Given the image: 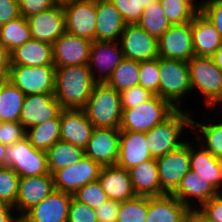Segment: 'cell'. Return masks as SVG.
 <instances>
[{"instance_id": "cell-1", "label": "cell", "mask_w": 222, "mask_h": 222, "mask_svg": "<svg viewBox=\"0 0 222 222\" xmlns=\"http://www.w3.org/2000/svg\"><path fill=\"white\" fill-rule=\"evenodd\" d=\"M55 68L56 100L63 109H83L96 83L88 64Z\"/></svg>"}, {"instance_id": "cell-2", "label": "cell", "mask_w": 222, "mask_h": 222, "mask_svg": "<svg viewBox=\"0 0 222 222\" xmlns=\"http://www.w3.org/2000/svg\"><path fill=\"white\" fill-rule=\"evenodd\" d=\"M191 113L192 110H186V108L185 110L175 109L165 120L145 133L152 158L157 159L164 156L188 140L182 138L185 133L183 130H191V119L193 118Z\"/></svg>"}, {"instance_id": "cell-3", "label": "cell", "mask_w": 222, "mask_h": 222, "mask_svg": "<svg viewBox=\"0 0 222 222\" xmlns=\"http://www.w3.org/2000/svg\"><path fill=\"white\" fill-rule=\"evenodd\" d=\"M94 128L119 129L122 118L120 93L106 82H96L83 108Z\"/></svg>"}, {"instance_id": "cell-4", "label": "cell", "mask_w": 222, "mask_h": 222, "mask_svg": "<svg viewBox=\"0 0 222 222\" xmlns=\"http://www.w3.org/2000/svg\"><path fill=\"white\" fill-rule=\"evenodd\" d=\"M158 68L159 96L167 100L175 109H185L182 100L192 94L188 62L158 57Z\"/></svg>"}, {"instance_id": "cell-5", "label": "cell", "mask_w": 222, "mask_h": 222, "mask_svg": "<svg viewBox=\"0 0 222 222\" xmlns=\"http://www.w3.org/2000/svg\"><path fill=\"white\" fill-rule=\"evenodd\" d=\"M192 92L204 96L205 107L222 105V72L212 57L194 56L188 61Z\"/></svg>"}, {"instance_id": "cell-6", "label": "cell", "mask_w": 222, "mask_h": 222, "mask_svg": "<svg viewBox=\"0 0 222 222\" xmlns=\"http://www.w3.org/2000/svg\"><path fill=\"white\" fill-rule=\"evenodd\" d=\"M175 108L165 99L154 95L139 106L122 110L120 131L148 132L165 120Z\"/></svg>"}, {"instance_id": "cell-7", "label": "cell", "mask_w": 222, "mask_h": 222, "mask_svg": "<svg viewBox=\"0 0 222 222\" xmlns=\"http://www.w3.org/2000/svg\"><path fill=\"white\" fill-rule=\"evenodd\" d=\"M6 166L10 167L20 178L50 173L47 153L33 147L27 137L7 146Z\"/></svg>"}, {"instance_id": "cell-8", "label": "cell", "mask_w": 222, "mask_h": 222, "mask_svg": "<svg viewBox=\"0 0 222 222\" xmlns=\"http://www.w3.org/2000/svg\"><path fill=\"white\" fill-rule=\"evenodd\" d=\"M55 66L11 65L7 80L25 95L54 93Z\"/></svg>"}, {"instance_id": "cell-9", "label": "cell", "mask_w": 222, "mask_h": 222, "mask_svg": "<svg viewBox=\"0 0 222 222\" xmlns=\"http://www.w3.org/2000/svg\"><path fill=\"white\" fill-rule=\"evenodd\" d=\"M159 183L164 194H173L190 170L189 140L179 148L156 159Z\"/></svg>"}, {"instance_id": "cell-10", "label": "cell", "mask_w": 222, "mask_h": 222, "mask_svg": "<svg viewBox=\"0 0 222 222\" xmlns=\"http://www.w3.org/2000/svg\"><path fill=\"white\" fill-rule=\"evenodd\" d=\"M62 7L67 33L96 40V0H75Z\"/></svg>"}, {"instance_id": "cell-11", "label": "cell", "mask_w": 222, "mask_h": 222, "mask_svg": "<svg viewBox=\"0 0 222 222\" xmlns=\"http://www.w3.org/2000/svg\"><path fill=\"white\" fill-rule=\"evenodd\" d=\"M159 57L188 62L194 56L191 21L171 25L158 39Z\"/></svg>"}, {"instance_id": "cell-12", "label": "cell", "mask_w": 222, "mask_h": 222, "mask_svg": "<svg viewBox=\"0 0 222 222\" xmlns=\"http://www.w3.org/2000/svg\"><path fill=\"white\" fill-rule=\"evenodd\" d=\"M119 43L124 58L146 61L159 57L158 39L148 34L138 24H126Z\"/></svg>"}, {"instance_id": "cell-13", "label": "cell", "mask_w": 222, "mask_h": 222, "mask_svg": "<svg viewBox=\"0 0 222 222\" xmlns=\"http://www.w3.org/2000/svg\"><path fill=\"white\" fill-rule=\"evenodd\" d=\"M102 166L91 158L84 157L76 164L62 168L53 174L54 187L71 195L86 185L98 180Z\"/></svg>"}, {"instance_id": "cell-14", "label": "cell", "mask_w": 222, "mask_h": 222, "mask_svg": "<svg viewBox=\"0 0 222 222\" xmlns=\"http://www.w3.org/2000/svg\"><path fill=\"white\" fill-rule=\"evenodd\" d=\"M123 59L119 41H92L88 66L93 79L106 82Z\"/></svg>"}, {"instance_id": "cell-15", "label": "cell", "mask_w": 222, "mask_h": 222, "mask_svg": "<svg viewBox=\"0 0 222 222\" xmlns=\"http://www.w3.org/2000/svg\"><path fill=\"white\" fill-rule=\"evenodd\" d=\"M120 129L94 128L84 148L85 156L104 166L116 165L120 146Z\"/></svg>"}, {"instance_id": "cell-16", "label": "cell", "mask_w": 222, "mask_h": 222, "mask_svg": "<svg viewBox=\"0 0 222 222\" xmlns=\"http://www.w3.org/2000/svg\"><path fill=\"white\" fill-rule=\"evenodd\" d=\"M55 190L53 175L20 178L16 203L13 206L21 219L31 208Z\"/></svg>"}, {"instance_id": "cell-17", "label": "cell", "mask_w": 222, "mask_h": 222, "mask_svg": "<svg viewBox=\"0 0 222 222\" xmlns=\"http://www.w3.org/2000/svg\"><path fill=\"white\" fill-rule=\"evenodd\" d=\"M91 43L89 39L63 33L53 44L55 67L79 66L88 64Z\"/></svg>"}, {"instance_id": "cell-18", "label": "cell", "mask_w": 222, "mask_h": 222, "mask_svg": "<svg viewBox=\"0 0 222 222\" xmlns=\"http://www.w3.org/2000/svg\"><path fill=\"white\" fill-rule=\"evenodd\" d=\"M62 110L54 93L26 95L20 114V123L25 129L40 125L57 118Z\"/></svg>"}, {"instance_id": "cell-19", "label": "cell", "mask_w": 222, "mask_h": 222, "mask_svg": "<svg viewBox=\"0 0 222 222\" xmlns=\"http://www.w3.org/2000/svg\"><path fill=\"white\" fill-rule=\"evenodd\" d=\"M73 195L54 190L44 200L31 208L21 222H67Z\"/></svg>"}, {"instance_id": "cell-20", "label": "cell", "mask_w": 222, "mask_h": 222, "mask_svg": "<svg viewBox=\"0 0 222 222\" xmlns=\"http://www.w3.org/2000/svg\"><path fill=\"white\" fill-rule=\"evenodd\" d=\"M34 40L53 44L66 32L65 14L61 5L26 18Z\"/></svg>"}, {"instance_id": "cell-21", "label": "cell", "mask_w": 222, "mask_h": 222, "mask_svg": "<svg viewBox=\"0 0 222 222\" xmlns=\"http://www.w3.org/2000/svg\"><path fill=\"white\" fill-rule=\"evenodd\" d=\"M94 127L83 109H63L60 114V140L85 148Z\"/></svg>"}, {"instance_id": "cell-22", "label": "cell", "mask_w": 222, "mask_h": 222, "mask_svg": "<svg viewBox=\"0 0 222 222\" xmlns=\"http://www.w3.org/2000/svg\"><path fill=\"white\" fill-rule=\"evenodd\" d=\"M152 159L145 132L121 131L116 165L129 170Z\"/></svg>"}, {"instance_id": "cell-23", "label": "cell", "mask_w": 222, "mask_h": 222, "mask_svg": "<svg viewBox=\"0 0 222 222\" xmlns=\"http://www.w3.org/2000/svg\"><path fill=\"white\" fill-rule=\"evenodd\" d=\"M219 192L211 183L192 170L182 178L180 185L173 193L183 204L189 208H199Z\"/></svg>"}, {"instance_id": "cell-24", "label": "cell", "mask_w": 222, "mask_h": 222, "mask_svg": "<svg viewBox=\"0 0 222 222\" xmlns=\"http://www.w3.org/2000/svg\"><path fill=\"white\" fill-rule=\"evenodd\" d=\"M191 140L190 138V170L208 180L219 193H222V160L216 158L200 144L196 146V140L194 144Z\"/></svg>"}, {"instance_id": "cell-25", "label": "cell", "mask_w": 222, "mask_h": 222, "mask_svg": "<svg viewBox=\"0 0 222 222\" xmlns=\"http://www.w3.org/2000/svg\"><path fill=\"white\" fill-rule=\"evenodd\" d=\"M98 181L110 200L124 202L136 196L129 171L117 165L102 167Z\"/></svg>"}, {"instance_id": "cell-26", "label": "cell", "mask_w": 222, "mask_h": 222, "mask_svg": "<svg viewBox=\"0 0 222 222\" xmlns=\"http://www.w3.org/2000/svg\"><path fill=\"white\" fill-rule=\"evenodd\" d=\"M96 40L119 41L126 23L109 0H96Z\"/></svg>"}, {"instance_id": "cell-27", "label": "cell", "mask_w": 222, "mask_h": 222, "mask_svg": "<svg viewBox=\"0 0 222 222\" xmlns=\"http://www.w3.org/2000/svg\"><path fill=\"white\" fill-rule=\"evenodd\" d=\"M191 27L195 56L211 57L222 45L218 31L202 12L194 16Z\"/></svg>"}, {"instance_id": "cell-28", "label": "cell", "mask_w": 222, "mask_h": 222, "mask_svg": "<svg viewBox=\"0 0 222 222\" xmlns=\"http://www.w3.org/2000/svg\"><path fill=\"white\" fill-rule=\"evenodd\" d=\"M189 209L173 194L148 197L146 222H183Z\"/></svg>"}, {"instance_id": "cell-29", "label": "cell", "mask_w": 222, "mask_h": 222, "mask_svg": "<svg viewBox=\"0 0 222 222\" xmlns=\"http://www.w3.org/2000/svg\"><path fill=\"white\" fill-rule=\"evenodd\" d=\"M10 54L11 65L54 66L52 44L44 41L30 39Z\"/></svg>"}, {"instance_id": "cell-30", "label": "cell", "mask_w": 222, "mask_h": 222, "mask_svg": "<svg viewBox=\"0 0 222 222\" xmlns=\"http://www.w3.org/2000/svg\"><path fill=\"white\" fill-rule=\"evenodd\" d=\"M136 196H161L158 166L155 158L144 161L128 170Z\"/></svg>"}, {"instance_id": "cell-31", "label": "cell", "mask_w": 222, "mask_h": 222, "mask_svg": "<svg viewBox=\"0 0 222 222\" xmlns=\"http://www.w3.org/2000/svg\"><path fill=\"white\" fill-rule=\"evenodd\" d=\"M26 95L7 79H1L0 122H20Z\"/></svg>"}, {"instance_id": "cell-32", "label": "cell", "mask_w": 222, "mask_h": 222, "mask_svg": "<svg viewBox=\"0 0 222 222\" xmlns=\"http://www.w3.org/2000/svg\"><path fill=\"white\" fill-rule=\"evenodd\" d=\"M189 133L192 135L197 133L195 137L197 143L199 142L198 144L204 149L222 160V120L220 121L219 119L217 123H203L191 119V130Z\"/></svg>"}, {"instance_id": "cell-33", "label": "cell", "mask_w": 222, "mask_h": 222, "mask_svg": "<svg viewBox=\"0 0 222 222\" xmlns=\"http://www.w3.org/2000/svg\"><path fill=\"white\" fill-rule=\"evenodd\" d=\"M46 153L51 175L62 168L76 164L85 157L83 148L62 140L57 141Z\"/></svg>"}, {"instance_id": "cell-34", "label": "cell", "mask_w": 222, "mask_h": 222, "mask_svg": "<svg viewBox=\"0 0 222 222\" xmlns=\"http://www.w3.org/2000/svg\"><path fill=\"white\" fill-rule=\"evenodd\" d=\"M26 137L33 147L46 152L60 140V115L40 125L27 128Z\"/></svg>"}, {"instance_id": "cell-35", "label": "cell", "mask_w": 222, "mask_h": 222, "mask_svg": "<svg viewBox=\"0 0 222 222\" xmlns=\"http://www.w3.org/2000/svg\"><path fill=\"white\" fill-rule=\"evenodd\" d=\"M32 39L28 21L20 16L0 26V42L11 52Z\"/></svg>"}, {"instance_id": "cell-36", "label": "cell", "mask_w": 222, "mask_h": 222, "mask_svg": "<svg viewBox=\"0 0 222 222\" xmlns=\"http://www.w3.org/2000/svg\"><path fill=\"white\" fill-rule=\"evenodd\" d=\"M140 61L124 58L114 69L106 83L118 92L139 85Z\"/></svg>"}, {"instance_id": "cell-37", "label": "cell", "mask_w": 222, "mask_h": 222, "mask_svg": "<svg viewBox=\"0 0 222 222\" xmlns=\"http://www.w3.org/2000/svg\"><path fill=\"white\" fill-rule=\"evenodd\" d=\"M137 24L156 39H159L171 26L159 1L144 9Z\"/></svg>"}, {"instance_id": "cell-38", "label": "cell", "mask_w": 222, "mask_h": 222, "mask_svg": "<svg viewBox=\"0 0 222 222\" xmlns=\"http://www.w3.org/2000/svg\"><path fill=\"white\" fill-rule=\"evenodd\" d=\"M159 2L171 25L190 22L198 13L186 0H159Z\"/></svg>"}, {"instance_id": "cell-39", "label": "cell", "mask_w": 222, "mask_h": 222, "mask_svg": "<svg viewBox=\"0 0 222 222\" xmlns=\"http://www.w3.org/2000/svg\"><path fill=\"white\" fill-rule=\"evenodd\" d=\"M148 197L135 196L120 203L117 222H146Z\"/></svg>"}, {"instance_id": "cell-40", "label": "cell", "mask_w": 222, "mask_h": 222, "mask_svg": "<svg viewBox=\"0 0 222 222\" xmlns=\"http://www.w3.org/2000/svg\"><path fill=\"white\" fill-rule=\"evenodd\" d=\"M121 13L126 24H137L145 8L159 0H109Z\"/></svg>"}, {"instance_id": "cell-41", "label": "cell", "mask_w": 222, "mask_h": 222, "mask_svg": "<svg viewBox=\"0 0 222 222\" xmlns=\"http://www.w3.org/2000/svg\"><path fill=\"white\" fill-rule=\"evenodd\" d=\"M20 177L10 167H0V199L14 206L18 194Z\"/></svg>"}, {"instance_id": "cell-42", "label": "cell", "mask_w": 222, "mask_h": 222, "mask_svg": "<svg viewBox=\"0 0 222 222\" xmlns=\"http://www.w3.org/2000/svg\"><path fill=\"white\" fill-rule=\"evenodd\" d=\"M73 197L77 201L84 203L93 209L98 208L100 205L110 200L98 180L87 183L78 189Z\"/></svg>"}, {"instance_id": "cell-43", "label": "cell", "mask_w": 222, "mask_h": 222, "mask_svg": "<svg viewBox=\"0 0 222 222\" xmlns=\"http://www.w3.org/2000/svg\"><path fill=\"white\" fill-rule=\"evenodd\" d=\"M158 58L140 61L139 85L159 96L160 74Z\"/></svg>"}, {"instance_id": "cell-44", "label": "cell", "mask_w": 222, "mask_h": 222, "mask_svg": "<svg viewBox=\"0 0 222 222\" xmlns=\"http://www.w3.org/2000/svg\"><path fill=\"white\" fill-rule=\"evenodd\" d=\"M119 93L122 110L137 107L154 96L153 93L140 85L130 87L126 90L120 91Z\"/></svg>"}, {"instance_id": "cell-45", "label": "cell", "mask_w": 222, "mask_h": 222, "mask_svg": "<svg viewBox=\"0 0 222 222\" xmlns=\"http://www.w3.org/2000/svg\"><path fill=\"white\" fill-rule=\"evenodd\" d=\"M67 222H98L95 209L72 197Z\"/></svg>"}, {"instance_id": "cell-46", "label": "cell", "mask_w": 222, "mask_h": 222, "mask_svg": "<svg viewBox=\"0 0 222 222\" xmlns=\"http://www.w3.org/2000/svg\"><path fill=\"white\" fill-rule=\"evenodd\" d=\"M26 137V129L20 122H0V141L7 146Z\"/></svg>"}, {"instance_id": "cell-47", "label": "cell", "mask_w": 222, "mask_h": 222, "mask_svg": "<svg viewBox=\"0 0 222 222\" xmlns=\"http://www.w3.org/2000/svg\"><path fill=\"white\" fill-rule=\"evenodd\" d=\"M201 12L214 25L222 40V0H205Z\"/></svg>"}, {"instance_id": "cell-48", "label": "cell", "mask_w": 222, "mask_h": 222, "mask_svg": "<svg viewBox=\"0 0 222 222\" xmlns=\"http://www.w3.org/2000/svg\"><path fill=\"white\" fill-rule=\"evenodd\" d=\"M18 3L20 15L25 18L49 10L57 5L54 0H18Z\"/></svg>"}, {"instance_id": "cell-49", "label": "cell", "mask_w": 222, "mask_h": 222, "mask_svg": "<svg viewBox=\"0 0 222 222\" xmlns=\"http://www.w3.org/2000/svg\"><path fill=\"white\" fill-rule=\"evenodd\" d=\"M199 209L211 222H222V193L203 203Z\"/></svg>"}, {"instance_id": "cell-50", "label": "cell", "mask_w": 222, "mask_h": 222, "mask_svg": "<svg viewBox=\"0 0 222 222\" xmlns=\"http://www.w3.org/2000/svg\"><path fill=\"white\" fill-rule=\"evenodd\" d=\"M120 203L119 201L108 200L96 208L98 222H117Z\"/></svg>"}, {"instance_id": "cell-51", "label": "cell", "mask_w": 222, "mask_h": 222, "mask_svg": "<svg viewBox=\"0 0 222 222\" xmlns=\"http://www.w3.org/2000/svg\"><path fill=\"white\" fill-rule=\"evenodd\" d=\"M20 16L18 0H0V26Z\"/></svg>"}, {"instance_id": "cell-52", "label": "cell", "mask_w": 222, "mask_h": 222, "mask_svg": "<svg viewBox=\"0 0 222 222\" xmlns=\"http://www.w3.org/2000/svg\"><path fill=\"white\" fill-rule=\"evenodd\" d=\"M11 68L10 51L0 42V79H7Z\"/></svg>"}, {"instance_id": "cell-53", "label": "cell", "mask_w": 222, "mask_h": 222, "mask_svg": "<svg viewBox=\"0 0 222 222\" xmlns=\"http://www.w3.org/2000/svg\"><path fill=\"white\" fill-rule=\"evenodd\" d=\"M183 222H211L199 208H190Z\"/></svg>"}, {"instance_id": "cell-54", "label": "cell", "mask_w": 222, "mask_h": 222, "mask_svg": "<svg viewBox=\"0 0 222 222\" xmlns=\"http://www.w3.org/2000/svg\"><path fill=\"white\" fill-rule=\"evenodd\" d=\"M15 208L11 205H7L2 211H0V222H20L21 219L14 212Z\"/></svg>"}, {"instance_id": "cell-55", "label": "cell", "mask_w": 222, "mask_h": 222, "mask_svg": "<svg viewBox=\"0 0 222 222\" xmlns=\"http://www.w3.org/2000/svg\"><path fill=\"white\" fill-rule=\"evenodd\" d=\"M211 57L213 58L217 67L222 72V45Z\"/></svg>"}, {"instance_id": "cell-56", "label": "cell", "mask_w": 222, "mask_h": 222, "mask_svg": "<svg viewBox=\"0 0 222 222\" xmlns=\"http://www.w3.org/2000/svg\"><path fill=\"white\" fill-rule=\"evenodd\" d=\"M6 151L7 145L2 144L0 141V167L6 166Z\"/></svg>"}, {"instance_id": "cell-57", "label": "cell", "mask_w": 222, "mask_h": 222, "mask_svg": "<svg viewBox=\"0 0 222 222\" xmlns=\"http://www.w3.org/2000/svg\"><path fill=\"white\" fill-rule=\"evenodd\" d=\"M187 2H189L198 12H201L202 8H203V4L205 2V0H201L199 2V0H186ZM196 1V2H195Z\"/></svg>"}, {"instance_id": "cell-58", "label": "cell", "mask_w": 222, "mask_h": 222, "mask_svg": "<svg viewBox=\"0 0 222 222\" xmlns=\"http://www.w3.org/2000/svg\"><path fill=\"white\" fill-rule=\"evenodd\" d=\"M54 1H55V3H56L57 5L64 6V5H66V4H68V3H71V2H73V1H75V0H54Z\"/></svg>"}, {"instance_id": "cell-59", "label": "cell", "mask_w": 222, "mask_h": 222, "mask_svg": "<svg viewBox=\"0 0 222 222\" xmlns=\"http://www.w3.org/2000/svg\"><path fill=\"white\" fill-rule=\"evenodd\" d=\"M8 204H6L2 199H0V211H2Z\"/></svg>"}]
</instances>
